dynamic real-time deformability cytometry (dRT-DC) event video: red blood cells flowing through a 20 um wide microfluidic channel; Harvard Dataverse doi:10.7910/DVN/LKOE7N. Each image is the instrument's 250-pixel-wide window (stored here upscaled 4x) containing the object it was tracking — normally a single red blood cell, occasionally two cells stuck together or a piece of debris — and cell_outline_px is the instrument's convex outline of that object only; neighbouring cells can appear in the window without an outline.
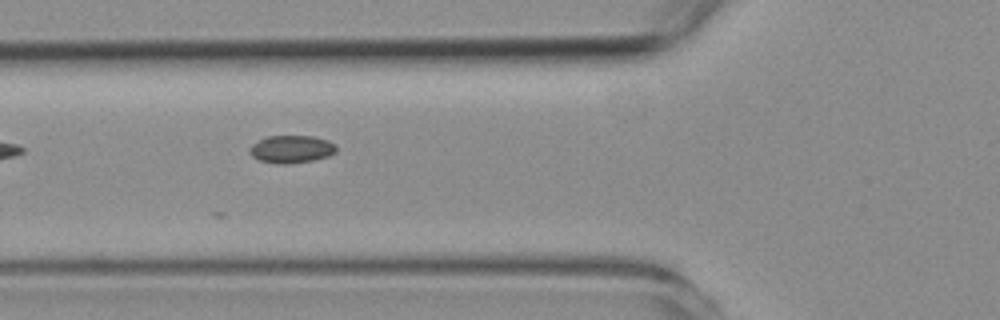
{"species": "common noctule bat (a hibernating species)", "species_latin": "Nyctalus noctula", "temperature_condition": "room temperature", "stored_images_in_passage": 7, "camera_frame_rate_fps": 3000, "um_per_image_px": 0.085, "animal": {"sex": "female", "body_mass_g": 19.3, "forearm_length_mm": 54.1}, "frame": {"image": 1, "passage_image": 4, "time_ms": 1.0, "image_size_px": [1000, 320], "cell_outline_px": [[336, 152], [328, 156], [312, 160], [292, 164], [280, 164], [260, 160], [252, 156], [248, 152], [248, 148], [252, 144], [268, 136], [312, 136], [328, 140], [336, 144]], "centroid_in_image_um": [24.77, 12.68], "position_along_channel_um": 101.0, "area_um2": 13.99}}
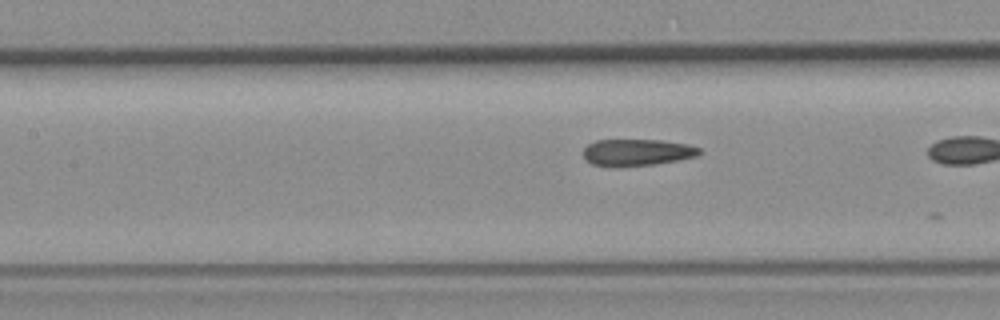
{"frame": {"image": 2, "passage_image": 6, "time_ms": 1.667, "image_size_px": [1000, 320], "cell_outline_px": [[700, 152], [696, 156], [656, 164], [620, 168], [612, 168], [592, 164], [584, 160], [584, 148], [588, 144], [596, 140], [660, 140], [688, 144], [700, 148]], "centroid_in_image_um": [54.08, 12.97], "position_along_channel_um": 153.3, "area_um2": 18.38}}